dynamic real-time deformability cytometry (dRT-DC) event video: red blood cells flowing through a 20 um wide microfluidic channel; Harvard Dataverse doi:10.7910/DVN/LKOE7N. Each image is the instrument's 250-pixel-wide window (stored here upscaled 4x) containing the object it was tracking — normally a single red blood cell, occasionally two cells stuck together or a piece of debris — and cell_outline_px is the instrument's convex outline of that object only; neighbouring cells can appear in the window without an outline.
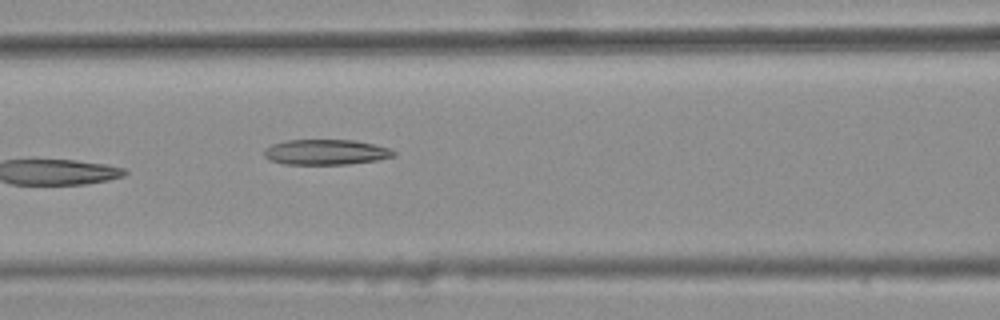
{"species": "common noctule bat (a hibernating species)", "species_latin": "Nyctalus noctula", "temperature_condition": "warm", "stored_images_in_passage": 7, "camera_frame_rate_fps": 3000, "um_per_image_px": 0.085, "animal": {"sex": "female", "body_mass_g": 25.1}, "frame": {"image": 1, "passage_image": 7, "time_ms": 2.0, "image_size_px": [1000, 320], "cell_outline_px": [[396, 156], [376, 160], [348, 164], [284, 164], [268, 160], [264, 156], [264, 148], [272, 144], [284, 140], [356, 140], [388, 148], [396, 152]], "centroid_in_image_um": [27.66, 12.93], "position_along_channel_um": 138.9, "area_um2": 19.19}}